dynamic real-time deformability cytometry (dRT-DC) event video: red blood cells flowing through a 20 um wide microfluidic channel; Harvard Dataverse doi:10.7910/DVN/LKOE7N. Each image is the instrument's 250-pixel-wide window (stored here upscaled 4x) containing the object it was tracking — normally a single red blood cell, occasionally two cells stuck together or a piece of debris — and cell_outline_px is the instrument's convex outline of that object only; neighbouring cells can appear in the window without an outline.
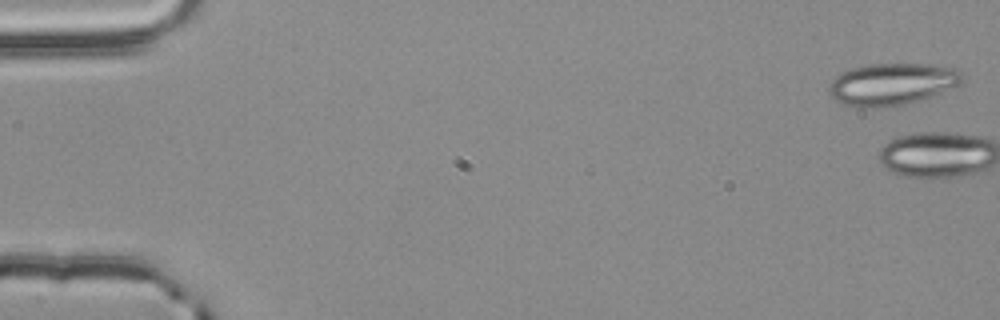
{"species": "common noctule bat (a hibernating species)", "species_latin": "Nyctalus noctula", "temperature_condition": "room temperature", "stored_images_in_passage": 4, "camera_frame_rate_fps": 3000, "um_per_image_px": 0.085, "animal": {"sex": "male", "body_mass_g": 20.4}, "frame": {"image": 1, "passage_image": 1, "time_ms": 0.0, "image_size_px": [1000, 320], "cell_outline_px": [[964, 76], [956, 84], [928, 96], [904, 104], [884, 108], [860, 108], [844, 104], [836, 100], [828, 92], [828, 88], [832, 80], [840, 72], [852, 68], [868, 64], [936, 64], [960, 68]], "centroid_in_image_um": [75.76, 7.13], "position_along_channel_um": 9.2, "area_um2": 32.43}}